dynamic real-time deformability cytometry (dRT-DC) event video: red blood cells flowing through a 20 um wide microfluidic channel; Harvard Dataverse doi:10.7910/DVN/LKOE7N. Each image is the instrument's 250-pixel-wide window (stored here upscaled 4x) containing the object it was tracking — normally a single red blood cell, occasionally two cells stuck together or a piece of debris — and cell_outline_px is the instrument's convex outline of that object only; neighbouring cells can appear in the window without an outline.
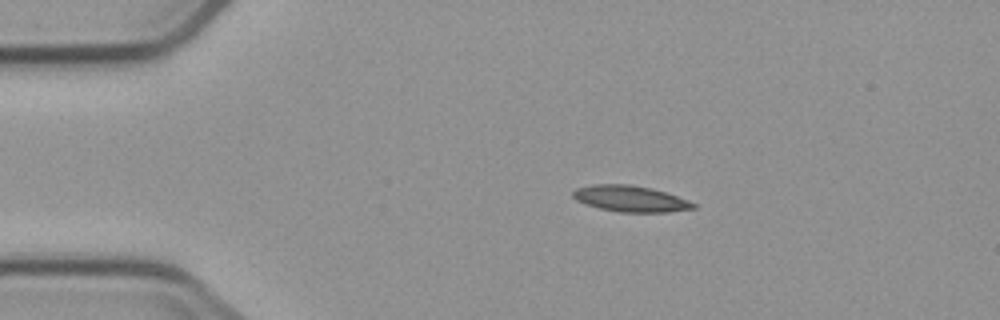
{"species": "common noctule bat (a hibernating species)", "species_latin": "Nyctalus noctula", "temperature_condition": "cold", "stored_images_in_passage": 3, "camera_frame_rate_fps": 3000, "um_per_image_px": 0.085, "animal": {"sex": "male", "body_mass_g": 23.1, "forearm_length_mm": 52.7}, "frame": {"image": 1, "passage_image": 2, "time_ms": 1.667, "image_size_px": [1000, 320], "cell_outline_px": [[696, 208], [668, 212], [620, 212], [600, 208], [576, 200], [572, 196], [572, 192], [576, 188], [592, 184], [628, 184], [652, 188], [688, 200], [696, 204]], "centroid_in_image_um": [53.58, 16.88], "position_along_channel_um": 31.4, "area_um2": 18.21}}